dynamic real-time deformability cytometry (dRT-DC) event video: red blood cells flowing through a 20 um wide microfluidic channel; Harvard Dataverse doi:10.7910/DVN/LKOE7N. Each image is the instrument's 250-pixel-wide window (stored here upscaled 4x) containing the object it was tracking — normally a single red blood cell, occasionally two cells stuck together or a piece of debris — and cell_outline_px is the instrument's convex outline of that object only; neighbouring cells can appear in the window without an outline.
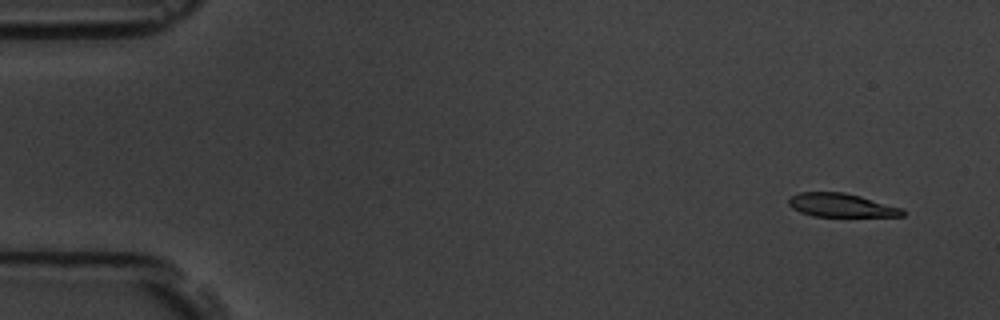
{"species": "common noctule bat (a hibernating species)", "species_latin": "Nyctalus noctula", "temperature_condition": "room temperature", "stored_images_in_passage": 4, "camera_frame_rate_fps": 3000, "um_per_image_px": 0.085, "animal": {"sex": "male", "body_mass_g": 19.5, "forearm_length_mm": 54.6}, "frame": {"image": 1, "passage_image": 1, "time_ms": 0.0, "image_size_px": [1000, 320], "cell_outline_px": [[904, 216], [812, 216], [800, 212], [792, 208], [788, 204], [788, 200], [792, 196], [800, 192], [844, 192], [860, 196], [904, 208]], "centroid_in_image_um": [71.51, 17.44], "position_along_channel_um": 13.5, "area_um2": 15.61}}
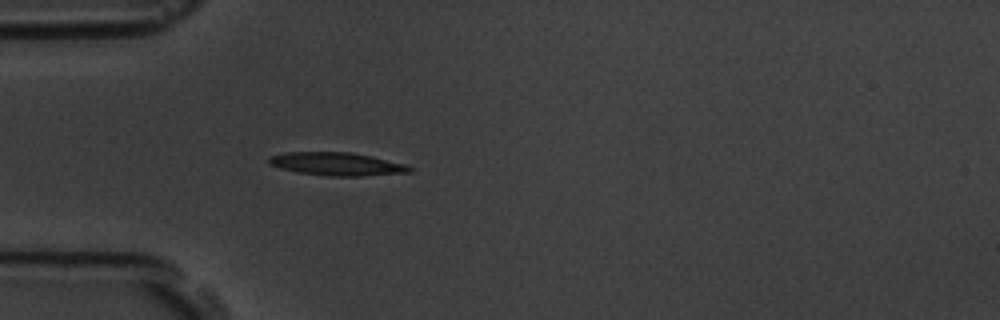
{"frame": {"image": 2, "passage_image": 4, "time_ms": 4.333, "image_size_px": [1000, 320], "cell_outline_px": [[412, 172], [360, 176], [328, 176], [300, 172], [280, 168], [272, 164], [268, 160], [268, 156], [284, 152], [352, 152], [372, 156], [404, 164], [412, 168]], "centroid_in_image_um": [28.63, 13.93], "position_along_channel_um": 56.4, "area_um2": 18.79}}